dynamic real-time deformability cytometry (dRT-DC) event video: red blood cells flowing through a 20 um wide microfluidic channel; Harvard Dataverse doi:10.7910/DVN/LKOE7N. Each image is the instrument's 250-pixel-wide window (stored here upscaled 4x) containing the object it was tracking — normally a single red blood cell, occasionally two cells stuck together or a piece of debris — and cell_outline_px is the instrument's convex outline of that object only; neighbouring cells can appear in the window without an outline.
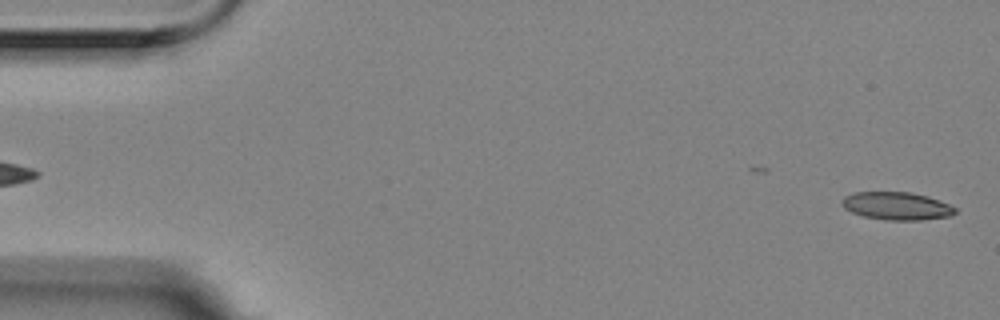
{"species": "Egyptian fruit bat (a non-hibernating species)", "species_latin": "Rousettus aegyptiacus", "temperature_condition": "room temperature", "stored_images_in_passage": 4, "segment_of_instrument_passage": [2, 2], "camera_frame_rate_fps": 3000, "um_per_image_px": 0.085, "animal": {"sex": "female"}, "frame": {"image": 1, "passage_image": 4, "time_ms": 1.0, "image_size_px": [1000, 320], "cell_outline_px": [[956, 212], [952, 216], [920, 220], [888, 220], [864, 216], [852, 212], [844, 208], [840, 204], [840, 200], [844, 196], [856, 192], [912, 192], [928, 196], [940, 200], [956, 208]], "centroid_in_image_um": [76.22, 17.5], "position_along_channel_um": 8.8, "area_um2": 18.5}}